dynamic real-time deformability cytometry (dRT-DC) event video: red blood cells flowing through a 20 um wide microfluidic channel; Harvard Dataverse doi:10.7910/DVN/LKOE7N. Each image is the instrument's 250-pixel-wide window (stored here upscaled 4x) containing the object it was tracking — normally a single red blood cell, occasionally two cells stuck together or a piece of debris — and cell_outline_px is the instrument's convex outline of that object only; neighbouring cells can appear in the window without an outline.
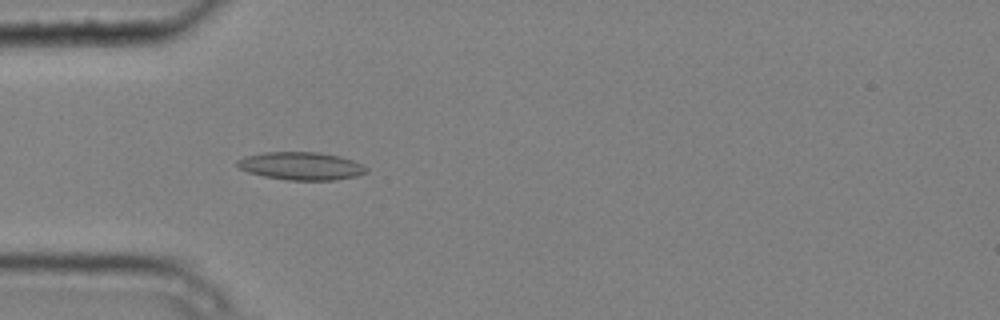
{"species": "common noctule bat (a hibernating species)", "species_latin": "Nyctalus noctula", "temperature_condition": "cold", "stored_images_in_passage": 5, "camera_frame_rate_fps": 3000, "um_per_image_px": 0.085, "animal": {"sex": "male", "body_mass_g": 20.4}, "frame": {"image": 1, "passage_image": 5, "time_ms": 1.333, "image_size_px": [1000, 320], "cell_outline_px": [[368, 172], [356, 176], [336, 180], [288, 180], [264, 176], [248, 172], [240, 168], [236, 164], [236, 160], [244, 156], [264, 152], [320, 152], [340, 156], [352, 160], [368, 168]], "centroid_in_image_um": [25.59, 14.1], "position_along_channel_um": 59.4, "area_um2": 21.04}}